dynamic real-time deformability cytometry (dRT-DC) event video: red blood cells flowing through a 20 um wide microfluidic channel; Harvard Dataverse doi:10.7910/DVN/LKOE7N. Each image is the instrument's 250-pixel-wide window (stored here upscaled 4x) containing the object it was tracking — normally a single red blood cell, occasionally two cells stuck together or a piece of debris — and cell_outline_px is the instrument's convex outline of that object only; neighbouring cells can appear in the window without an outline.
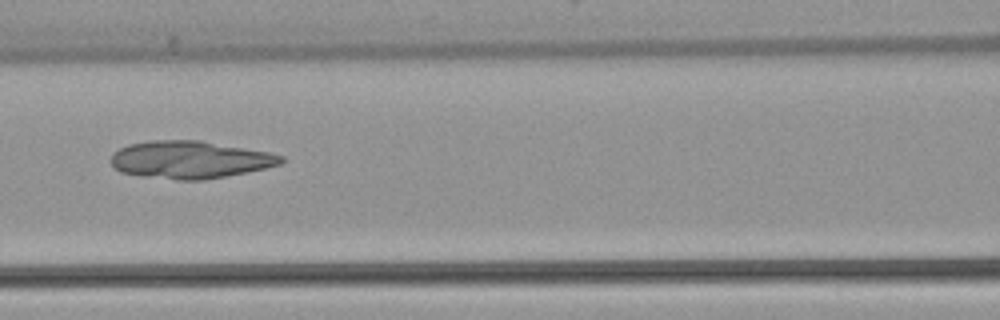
{"species": "common noctule bat (a hibernating species)", "species_latin": "Nyctalus noctula", "temperature_condition": "warm", "stored_images_in_passage": 52, "camera_frame_rate_fps": 3000, "um_per_image_px": 0.085, "animal": {"sex": "female", "body_mass_g": 22.7, "forearm_length_mm": 54.2}, "frame": {"image": 1, "passage_image": 23, "time_ms": 7.333, "image_size_px": [1000, 320], "cell_outline_px": [[284, 160], [280, 164], [264, 168], [204, 180], [176, 180], [120, 172], [112, 164], [112, 152], [128, 144], [148, 140], [200, 140], [268, 152], [284, 156]], "centroid_in_image_um": [16.13, 13.56], "position_along_channel_um": 150.5, "area_um2": 36.88}}
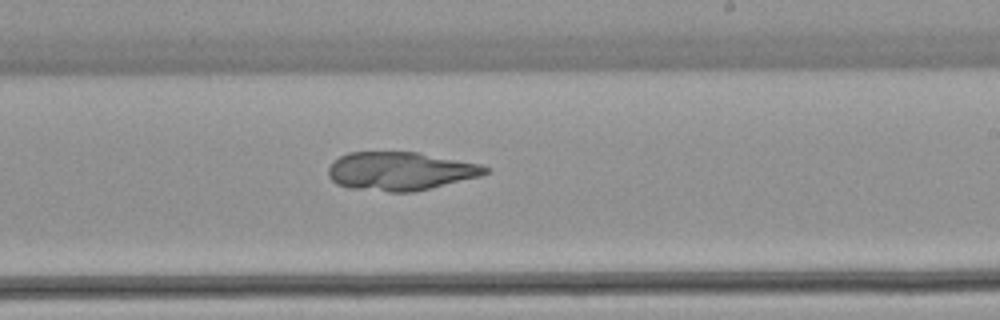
{"frame": {"image": 2, "passage_image": 31, "time_ms": 10.0, "image_size_px": [1000, 320], "cell_outline_px": [[492, 168], [488, 172], [480, 176], [412, 192], [388, 192], [352, 188], [336, 184], [328, 176], [328, 168], [332, 160], [348, 152], [420, 152], [480, 164]], "centroid_in_image_um": [34.0, 14.53], "position_along_channel_um": 255.0, "area_um2": 35.26}}
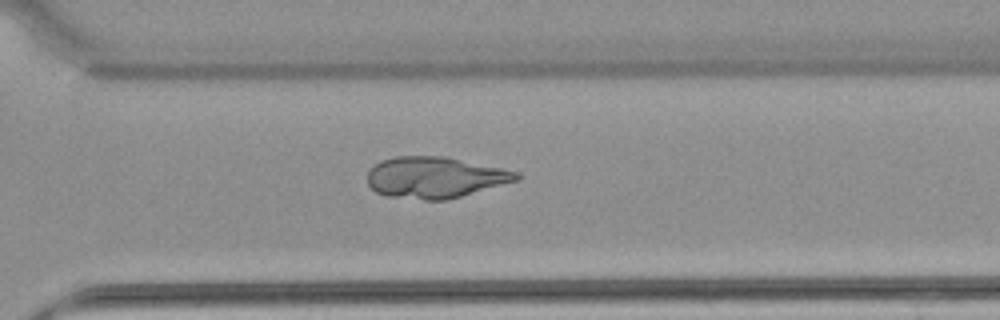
{"frame": {"image": 3, "passage_image": 37, "time_ms": 12.0, "image_size_px": [1000, 320], "cell_outline_px": [[520, 180], [460, 196], [444, 200], [424, 200], [384, 196], [376, 192], [368, 184], [368, 172], [380, 160], [396, 156], [444, 156], [520, 172]], "centroid_in_image_um": [36.97, 15.08], "position_along_channel_um": 333.6, "area_um2": 35.78}}